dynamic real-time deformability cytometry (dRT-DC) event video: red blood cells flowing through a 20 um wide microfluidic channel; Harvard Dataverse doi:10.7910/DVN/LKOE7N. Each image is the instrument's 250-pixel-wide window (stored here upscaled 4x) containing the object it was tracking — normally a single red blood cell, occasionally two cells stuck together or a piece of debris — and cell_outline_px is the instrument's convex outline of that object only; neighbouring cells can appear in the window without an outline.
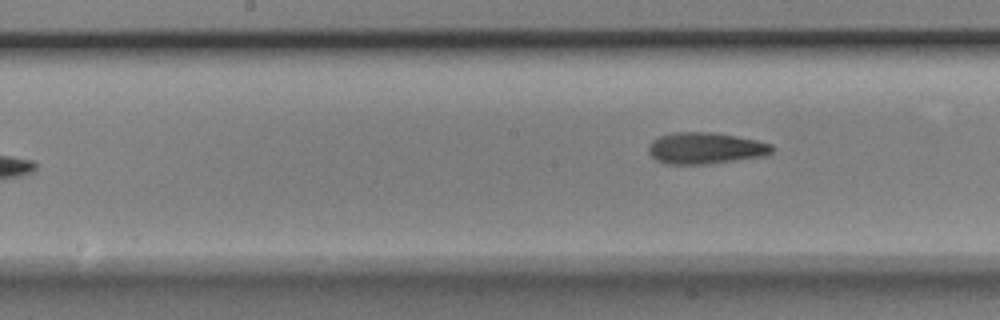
{"species": "Egyptian fruit bat (a non-hibernating species)", "species_latin": "Rousettus aegyptiacus", "temperature_condition": "room temperature", "stored_images_in_passage": 7, "camera_frame_rate_fps": 3000, "um_per_image_px": 0.085, "animal": {"sex": "male"}, "frame": {"image": 1, "passage_image": 7, "time_ms": 2.0, "image_size_px": [1000, 320], "cell_outline_px": [[776, 148], [772, 152], [764, 156], [708, 164], [664, 164], [656, 160], [648, 152], [648, 144], [652, 140], [660, 136], [672, 132], [716, 132], [756, 140], [772, 144]], "centroid_in_image_um": [59.95, 12.59], "position_along_channel_um": 188.2, "area_um2": 22.89}}